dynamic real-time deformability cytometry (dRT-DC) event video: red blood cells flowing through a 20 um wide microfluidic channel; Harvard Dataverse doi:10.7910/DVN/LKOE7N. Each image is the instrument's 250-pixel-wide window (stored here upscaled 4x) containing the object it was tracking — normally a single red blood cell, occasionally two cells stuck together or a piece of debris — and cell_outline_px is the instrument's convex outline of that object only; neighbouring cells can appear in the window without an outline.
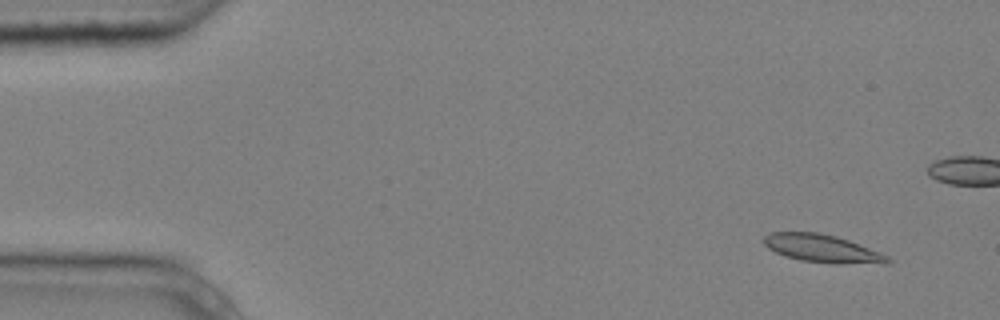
{"species": "common noctule bat (a hibernating species)", "species_latin": "Nyctalus noctula", "temperature_condition": "cold", "stored_images_in_passage": 5, "camera_frame_rate_fps": 3000, "um_per_image_px": 0.085, "animal": {"sex": "male", "body_mass_g": 20.4}, "frame": {"image": 1, "passage_image": 1, "time_ms": 0.0, "image_size_px": [1000, 320], "cell_outline_px": [[892, 260], [888, 264], [832, 264], [800, 260], [784, 256], [768, 248], [760, 240], [768, 232], [816, 232], [836, 236], [848, 240], [880, 252], [888, 256]], "centroid_in_image_um": [69.89, 21.14], "position_along_channel_um": 15.1, "area_um2": 20.46}}